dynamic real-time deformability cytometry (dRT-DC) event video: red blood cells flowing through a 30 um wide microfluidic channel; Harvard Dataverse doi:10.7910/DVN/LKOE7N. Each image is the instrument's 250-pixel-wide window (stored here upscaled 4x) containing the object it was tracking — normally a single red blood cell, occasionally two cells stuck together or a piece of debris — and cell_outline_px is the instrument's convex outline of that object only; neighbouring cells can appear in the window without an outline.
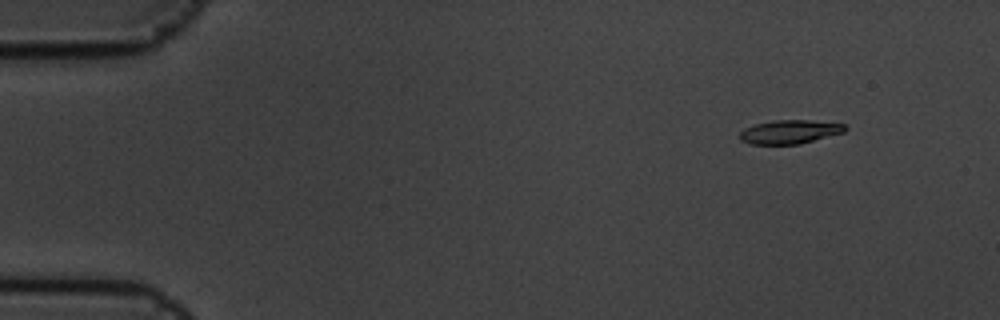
{"species": "common noctule bat (a hibernating species)", "species_latin": "Nyctalus noctula", "temperature_condition": "cold", "stored_images_in_passage": 6, "camera_frame_rate_fps": 3000, "um_per_image_px": 0.085, "animal": {"sex": "male", "body_mass_g": 19.5, "forearm_length_mm": 54.6}, "frame": {"image": 1, "passage_image": 2, "time_ms": 0.333, "image_size_px": [1000, 320], "cell_outline_px": [[848, 128], [844, 132], [800, 144], [748, 144], [740, 140], [740, 132], [744, 128], [756, 124], [776, 120], [808, 120], [844, 124]], "centroid_in_image_um": [67.12, 11.21], "position_along_channel_um": 17.9, "area_um2": 14.51}}
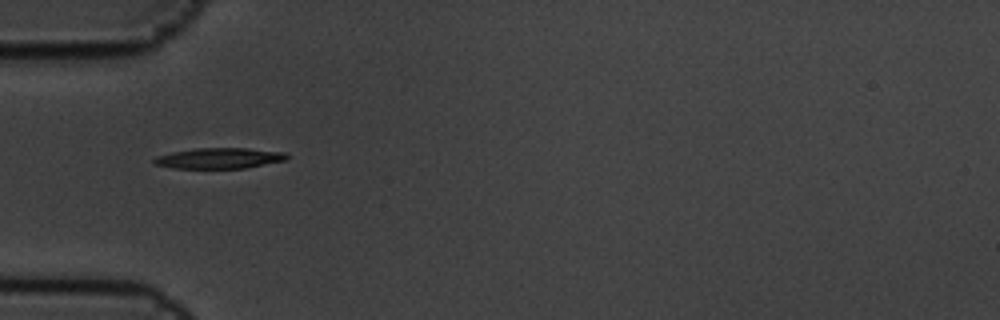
{"frame": {"image": 2, "passage_image": 5, "time_ms": 1.333, "image_size_px": [1000, 320], "cell_outline_px": [[288, 160], [244, 168], [172, 168], [156, 164], [152, 160], [156, 156], [172, 152], [196, 148], [248, 148], [284, 152], [288, 156]], "centroid_in_image_um": [18.65, 13.44], "position_along_channel_um": 66.3, "area_um2": 15.95}}
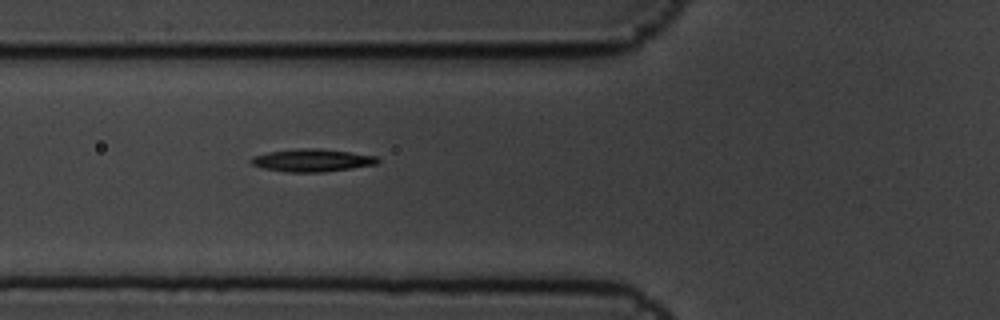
{"frame": {"image": 3, "passage_image": 6, "time_ms": 1.667, "image_size_px": [1000, 320], "cell_outline_px": [[380, 160], [376, 164], [324, 172], [288, 172], [264, 168], [252, 164], [248, 160], [252, 156], [268, 152], [296, 148], [320, 148], [376, 156]], "centroid_in_image_um": [26.48, 13.62], "position_along_channel_um": 99.3, "area_um2": 16.65}}